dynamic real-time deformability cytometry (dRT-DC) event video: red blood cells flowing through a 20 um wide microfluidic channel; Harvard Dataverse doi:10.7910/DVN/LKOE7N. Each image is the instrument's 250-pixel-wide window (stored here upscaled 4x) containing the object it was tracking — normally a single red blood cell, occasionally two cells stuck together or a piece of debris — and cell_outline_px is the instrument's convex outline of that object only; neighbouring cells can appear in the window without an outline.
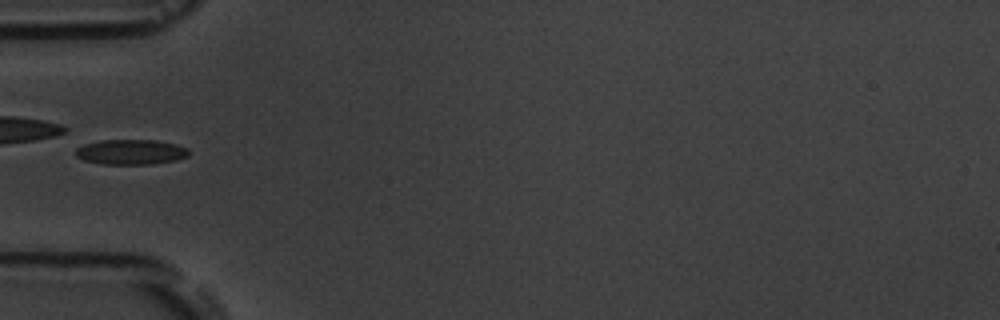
{"species": "common noctule bat (a hibernating species)", "species_latin": "Nyctalus noctula", "temperature_condition": "room temperature", "stored_images_in_passage": 11, "camera_frame_rate_fps": 3000, "um_per_image_px": 0.085, "animal": {"sex": "male", "body_mass_g": 19.5, "forearm_length_mm": 54.6}, "frame": {"image": 1, "passage_image": 5, "time_ms": 5.667, "image_size_px": [1000, 320], "cell_outline_px": [[188, 156], [176, 160], [152, 164], [100, 164], [84, 160], [76, 156], [76, 148], [84, 144], [100, 140], [156, 140], [176, 144], [188, 148]], "centroid_in_image_um": [11.12, 12.92], "position_along_channel_um": 73.9, "area_um2": 16.59}}
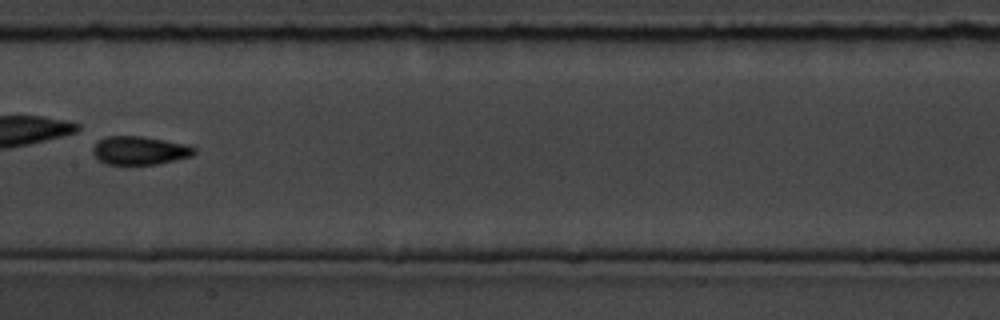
{"frame": {"image": 2, "passage_image": 8, "time_ms": 9.0, "image_size_px": [1000, 320], "cell_outline_px": [[196, 152], [192, 156], [176, 160], [156, 164], [104, 164], [92, 152], [92, 148], [96, 140], [104, 136], [144, 136], [188, 144], [196, 148]], "centroid_in_image_um": [11.87, 12.77], "position_along_channel_um": 195.5, "area_um2": 17.05}}